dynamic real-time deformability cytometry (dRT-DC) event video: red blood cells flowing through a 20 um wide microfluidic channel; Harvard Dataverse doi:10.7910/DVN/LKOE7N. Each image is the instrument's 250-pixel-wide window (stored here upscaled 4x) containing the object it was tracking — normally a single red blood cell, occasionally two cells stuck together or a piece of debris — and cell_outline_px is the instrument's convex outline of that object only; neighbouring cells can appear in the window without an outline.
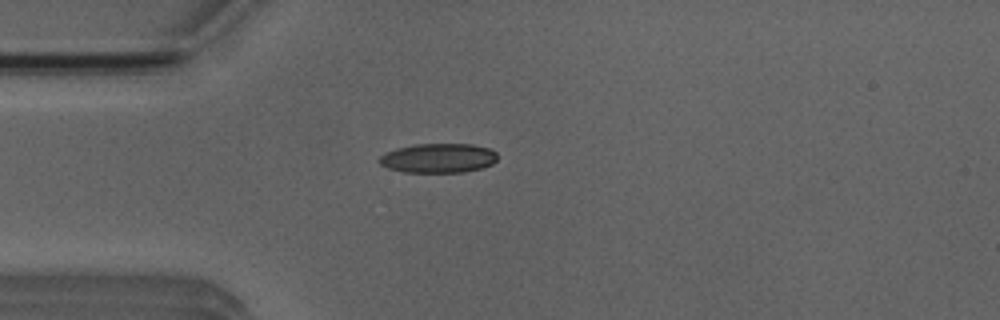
{"species": "Egyptian fruit bat (a non-hibernating species)", "species_latin": "Rousettus aegyptiacus", "temperature_condition": "room temperature", "stored_images_in_passage": 5, "camera_frame_rate_fps": 3000, "um_per_image_px": 0.085, "animal": {"sex": "male"}, "frame": {"image": 1, "passage_image": 4, "time_ms": 3.333, "image_size_px": [1000, 320], "cell_outline_px": [[496, 160], [492, 164], [480, 168], [464, 172], [404, 172], [388, 168], [380, 164], [380, 156], [396, 148], [416, 144], [472, 144], [488, 148], [496, 152]], "centroid_in_image_um": [37.26, 13.44], "position_along_channel_um": 47.7, "area_um2": 20.06}}